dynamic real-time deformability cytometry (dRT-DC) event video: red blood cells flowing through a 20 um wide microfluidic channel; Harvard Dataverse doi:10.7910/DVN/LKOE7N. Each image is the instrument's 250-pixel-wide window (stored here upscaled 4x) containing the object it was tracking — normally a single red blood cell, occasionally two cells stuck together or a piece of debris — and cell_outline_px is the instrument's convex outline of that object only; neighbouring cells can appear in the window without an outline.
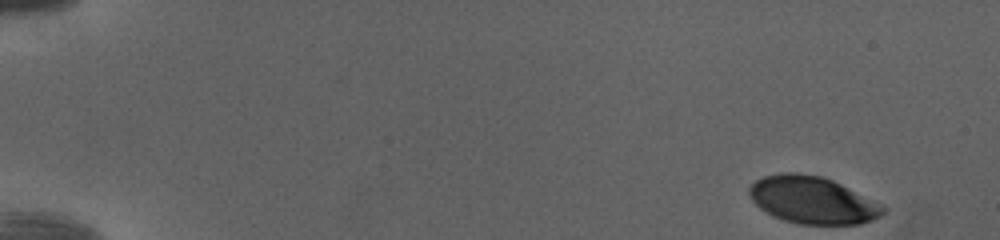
{"species": "human", "species_latin": "Homo sapiens", "temperature_condition": "cold", "stored_images_in_passage": 49, "camera_frame_rate_fps": 3000, "um_per_image_px": 0.085, "donor": {"sex": "female"}, "frame": {"image": 1, "passage_image": 1, "time_ms": 0.0, "image_size_px": [1000, 240], "cell_outline_px": [[888, 208], [880, 216], [872, 220], [860, 224], [796, 224], [772, 216], [760, 208], [748, 196], [748, 188], [756, 180], [764, 176], [784, 172], [796, 172], [820, 176], [832, 180]], "centroid_in_image_um": [69.02, 17.01], "position_along_channel_um": 16.0, "area_um2": 36.65}}
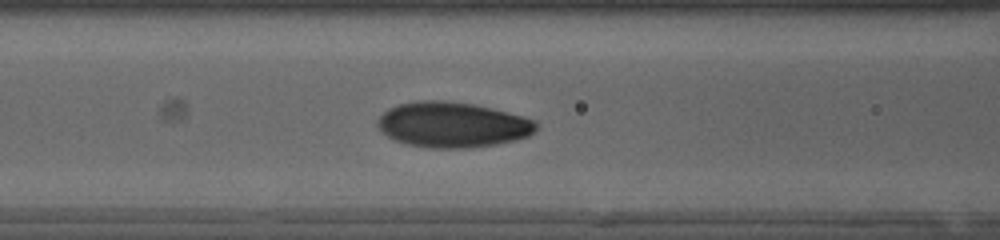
{"frame": {"image": 2, "passage_image": 21, "time_ms": 6.667, "image_size_px": [1000, 240], "cell_outline_px": [[536, 128], [528, 136], [512, 140], [492, 144], [464, 148], [436, 148], [408, 144], [396, 140], [388, 136], [376, 124], [376, 120], [388, 108], [400, 104], [420, 100], [444, 100], [472, 104], [492, 108], [524, 116], [536, 120]], "centroid_in_image_um": [38.45, 10.58], "position_along_channel_um": 128.2, "area_um2": 41.44}}
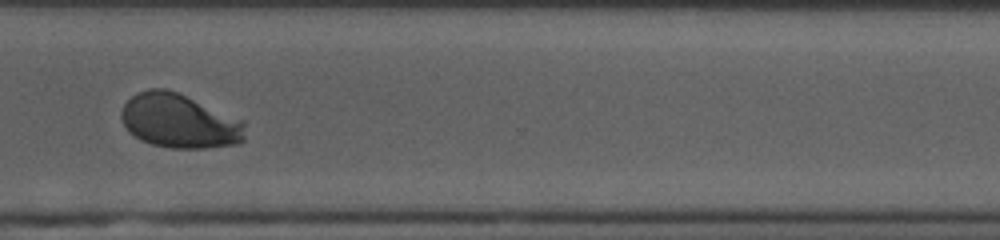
{"frame": {"image": 3, "passage_image": 38, "time_ms": 12.333, "image_size_px": [1000, 240], "cell_outline_px": [[244, 140], [240, 144], [204, 148], [172, 148], [152, 144], [128, 132], [120, 116], [120, 112], [124, 104], [136, 92], [148, 88], [164, 88], [176, 92], [244, 120]], "centroid_in_image_um": [15.24, 10.29], "position_along_channel_um": 355.4, "area_um2": 39.02}, "authors_computed_cell_mechanics": {"area_um2": 39.1306, "velocity_mm_per_s": 4.0144, "shape_relaxation_time_tau1_ms": 3.0155, "shape_relaxation_time_tau2_ms": null, "deformation_change_tau1": 0.1728, "deformation_change_tau2": null}}